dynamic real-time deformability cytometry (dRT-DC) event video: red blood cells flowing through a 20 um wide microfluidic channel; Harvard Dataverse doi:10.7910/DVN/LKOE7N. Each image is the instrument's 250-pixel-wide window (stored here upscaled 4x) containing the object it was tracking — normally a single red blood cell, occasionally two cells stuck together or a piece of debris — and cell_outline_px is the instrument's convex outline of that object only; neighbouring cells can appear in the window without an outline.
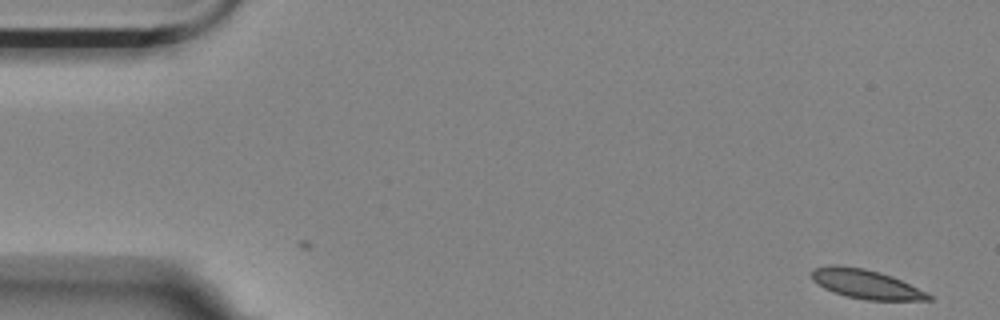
{"species": "Egyptian fruit bat (a non-hibernating species)", "species_latin": "Rousettus aegyptiacus", "temperature_condition": "room temperature", "stored_images_in_passage": 3, "camera_frame_rate_fps": 3000, "um_per_image_px": 0.085, "animal": {"sex": "female"}, "frame": {"image": 1, "passage_image": 1, "time_ms": 0.0, "image_size_px": [1000, 320], "cell_outline_px": [[932, 300], [868, 300], [848, 296], [824, 288], [816, 284], [812, 280], [812, 268], [828, 264], [836, 264], [864, 268], [880, 272], [892, 276], [928, 292], [932, 296]], "centroid_in_image_um": [73.59, 24.12], "position_along_channel_um": 11.4, "area_um2": 19.94}}